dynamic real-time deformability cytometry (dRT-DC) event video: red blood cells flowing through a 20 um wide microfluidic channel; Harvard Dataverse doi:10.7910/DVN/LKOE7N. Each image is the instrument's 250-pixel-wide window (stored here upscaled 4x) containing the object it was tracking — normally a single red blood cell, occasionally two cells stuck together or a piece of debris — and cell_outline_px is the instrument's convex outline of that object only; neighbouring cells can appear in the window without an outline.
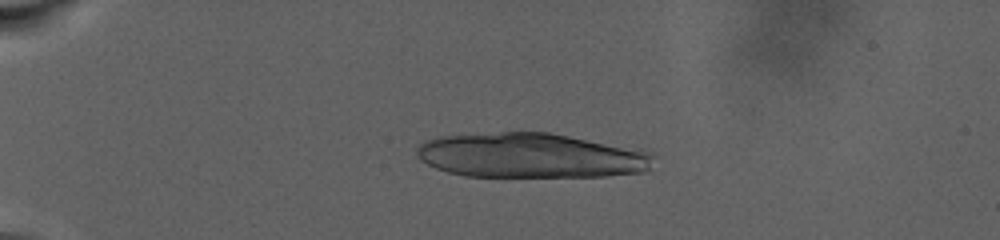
{"species": "human", "species_latin": "Homo sapiens", "temperature_condition": "warm", "stored_images_in_passage": 35, "camera_frame_rate_fps": 3000, "um_per_image_px": 0.085, "donor": {"sex": "male"}, "frame": {"image": 1, "passage_image": 22, "time_ms": 7.0, "image_size_px": [1000, 240], "cell_outline_px": [[656, 156], [648, 168], [644, 172], [608, 176], [464, 176], [448, 172], [436, 168], [420, 160], [416, 156], [416, 148], [424, 140], [440, 136], [500, 132], [548, 132], [644, 148], [652, 152]], "centroid_in_image_um": [45.18, 13.21], "position_along_channel_um": 39.8, "area_um2": 62.66}}